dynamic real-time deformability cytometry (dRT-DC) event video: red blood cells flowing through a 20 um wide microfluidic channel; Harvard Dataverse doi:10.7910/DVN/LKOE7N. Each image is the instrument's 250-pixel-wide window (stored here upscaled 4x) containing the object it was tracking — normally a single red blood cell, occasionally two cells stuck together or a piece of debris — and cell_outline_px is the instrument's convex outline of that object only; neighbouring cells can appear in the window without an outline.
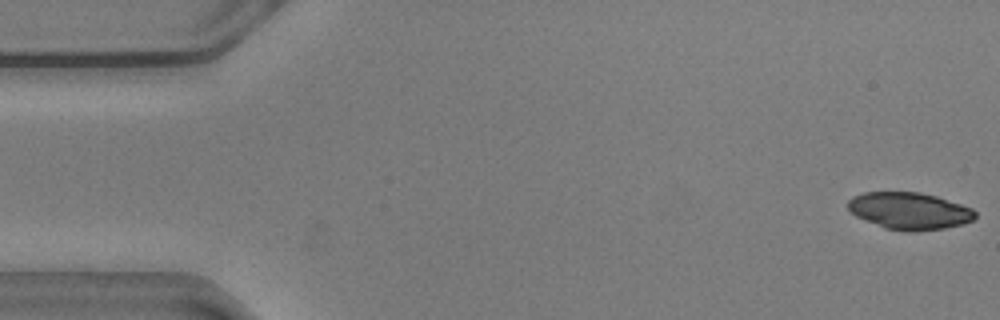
{"species": "common noctule bat (a hibernating species)", "species_latin": "Nyctalus noctula", "temperature_condition": "warm", "stored_images_in_passage": 55, "camera_frame_rate_fps": 3000, "um_per_image_px": 0.085, "animal": {"sex": "male", "body_mass_g": 20.5, "forearm_length_mm": 52.5}, "frame": {"image": 1, "passage_image": 1, "time_ms": 0.0, "image_size_px": [1000, 320], "cell_outline_px": [[976, 216], [972, 220], [964, 224], [944, 228], [916, 232], [904, 232], [884, 228], [856, 216], [848, 208], [848, 200], [852, 196], [864, 192], [920, 192], [936, 196], [972, 208], [976, 212]], "centroid_in_image_um": [77.3, 17.93], "position_along_channel_um": 7.7, "area_um2": 27.57}}
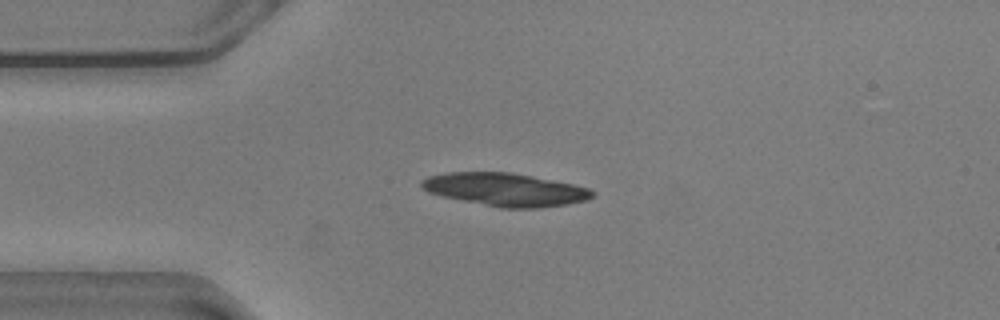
{"frame": {"image": 2, "passage_image": 13, "time_ms": 4.0, "image_size_px": [1000, 320], "cell_outline_px": [[596, 192], [588, 200], [568, 204], [540, 208], [500, 208], [440, 196], [428, 192], [420, 188], [420, 180], [428, 176], [448, 172], [508, 172], [532, 176], [572, 184], [588, 188]], "centroid_in_image_um": [42.9, 16.12], "position_along_channel_um": 42.1, "area_um2": 33.0}}